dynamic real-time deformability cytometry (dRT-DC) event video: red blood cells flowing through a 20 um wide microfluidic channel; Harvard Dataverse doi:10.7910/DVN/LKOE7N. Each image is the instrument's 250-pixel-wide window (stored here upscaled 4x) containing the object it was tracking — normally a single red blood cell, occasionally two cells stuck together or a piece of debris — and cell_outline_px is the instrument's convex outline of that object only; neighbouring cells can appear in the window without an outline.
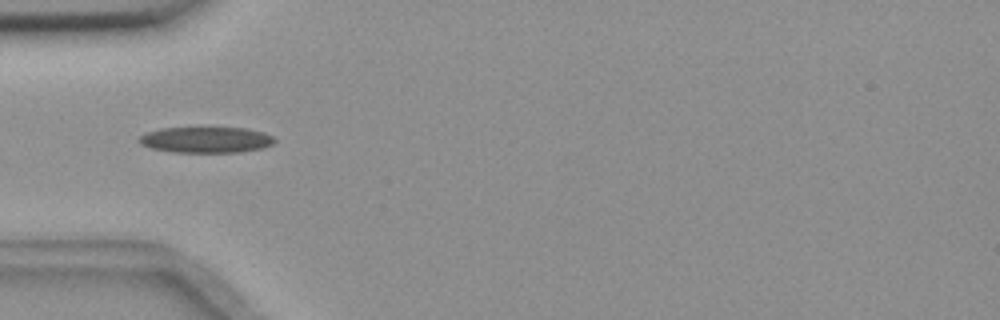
{"species": "common noctule bat (a hibernating species)", "species_latin": "Nyctalus noctula", "temperature_condition": "room temperature", "stored_images_in_passage": 11, "camera_frame_rate_fps": 3000, "um_per_image_px": 0.085, "animal": {"sex": "female", "body_mass_g": 18.4}, "frame": {"image": 1, "passage_image": 4, "time_ms": 1.0, "image_size_px": [1000, 320], "cell_outline_px": [[276, 140], [272, 144], [260, 148], [240, 152], [172, 152], [152, 148], [140, 144], [136, 140], [140, 136], [148, 132], [160, 128], [244, 128], [264, 132], [272, 136]], "centroid_in_image_um": [17.49, 11.88], "position_along_channel_um": 67.5, "area_um2": 20.35}}